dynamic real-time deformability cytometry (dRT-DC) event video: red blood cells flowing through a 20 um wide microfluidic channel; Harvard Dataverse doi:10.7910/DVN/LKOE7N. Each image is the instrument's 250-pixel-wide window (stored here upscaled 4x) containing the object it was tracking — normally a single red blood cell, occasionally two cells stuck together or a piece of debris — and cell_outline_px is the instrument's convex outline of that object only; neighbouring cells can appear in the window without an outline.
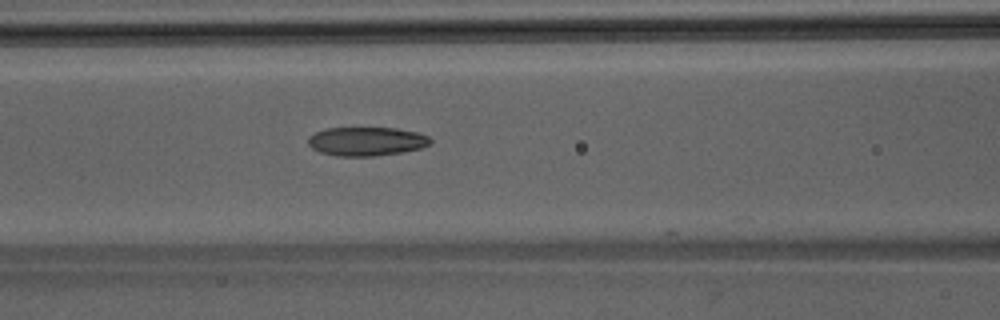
{"species": "Egyptian fruit bat (a non-hibernating species)", "species_latin": "Rousettus aegyptiacus", "temperature_condition": "room temperature", "stored_images_in_passage": 31, "camera_frame_rate_fps": 3000, "um_per_image_px": 0.085, "animal": {"sex": "male"}, "frame": {"image": 1, "passage_image": 7, "time_ms": 2.0, "image_size_px": [1000, 320], "cell_outline_px": [[432, 144], [420, 148], [400, 152], [372, 156], [336, 156], [320, 152], [312, 148], [308, 144], [308, 136], [324, 128], [396, 128], [416, 132], [428, 136], [432, 140]], "centroid_in_image_um": [31.13, 12.01], "position_along_channel_um": 135.5, "area_um2": 20.52}}
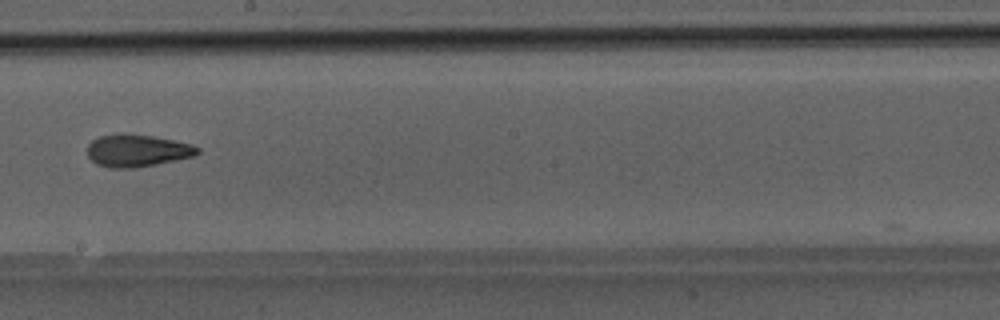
{"frame": {"image": 2, "passage_image": 14, "time_ms": 4.333, "image_size_px": [1000, 320], "cell_outline_px": [[200, 152], [192, 156], [156, 164], [132, 168], [108, 168], [96, 164], [88, 156], [88, 144], [92, 140], [100, 136], [120, 132], [152, 136], [192, 144], [200, 148]], "centroid_in_image_um": [11.62, 12.79], "position_along_channel_um": 236.6, "area_um2": 20.75}}
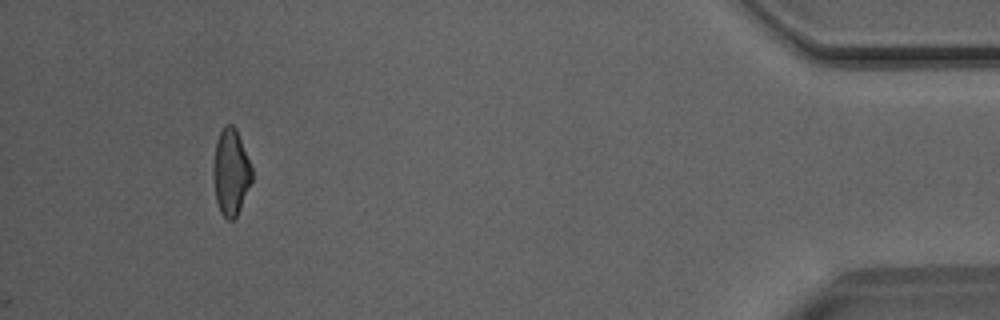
{"frame": {"image": 3, "passage_image": 31, "time_ms": 10.0, "image_size_px": [1000, 320], "cell_outline_px": [[252, 180], [240, 208], [236, 216], [232, 220], [228, 220], [220, 212], [216, 200], [212, 176], [212, 168], [216, 140], [224, 124], [232, 124], [236, 128], [252, 168]], "centroid_in_image_um": [19.6, 14.61], "position_along_channel_um": 415.6, "area_um2": 19.48}}